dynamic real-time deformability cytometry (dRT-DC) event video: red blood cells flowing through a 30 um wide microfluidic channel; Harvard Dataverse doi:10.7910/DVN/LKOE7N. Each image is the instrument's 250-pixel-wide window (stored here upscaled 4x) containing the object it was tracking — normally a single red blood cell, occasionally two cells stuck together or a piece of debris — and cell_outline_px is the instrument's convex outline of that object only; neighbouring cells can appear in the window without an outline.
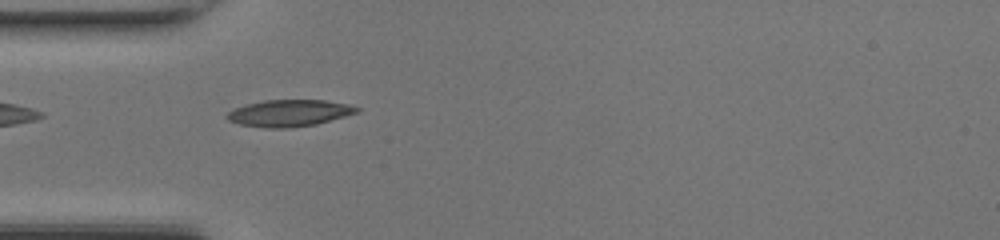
{"species": "common noctule bat (a hibernating species)", "species_latin": "Nyctalus noctula", "temperature_condition": "room temperature", "stored_images_in_passage": 34, "camera_frame_rate_fps": 3000, "um_per_image_px": 0.085, "animal": {"sex": "female", "body_mass_g": 17.0, "forearm_length_mm": 48.0}, "frame": {"image": 1, "passage_image": 1, "time_ms": 0.0, "image_size_px": [1000, 240], "cell_outline_px": [[360, 112], [316, 124], [288, 128], [264, 128], [240, 124], [228, 120], [224, 116], [228, 112], [236, 108], [248, 104], [264, 100], [324, 100], [348, 104], [360, 108]], "centroid_in_image_um": [24.59, 9.61], "position_along_channel_um": 60.4, "area_um2": 20.17}}
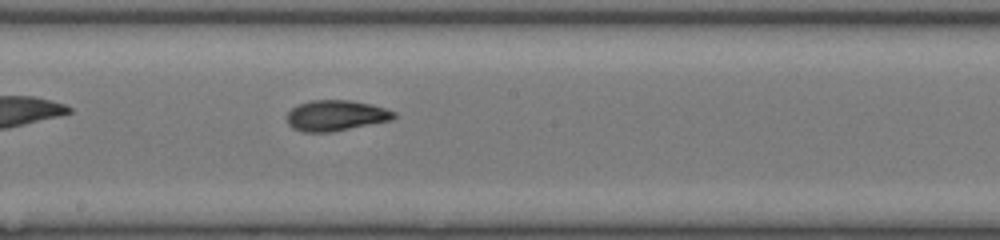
{"frame": {"image": 2, "passage_image": 12, "time_ms": 3.667, "image_size_px": [1000, 240], "cell_outline_px": [[396, 116], [392, 120], [332, 132], [304, 132], [292, 128], [288, 124], [288, 112], [296, 104], [312, 100], [348, 100], [372, 104], [396, 112]], "centroid_in_image_um": [28.55, 9.82], "position_along_channel_um": 219.7, "area_um2": 19.19}}
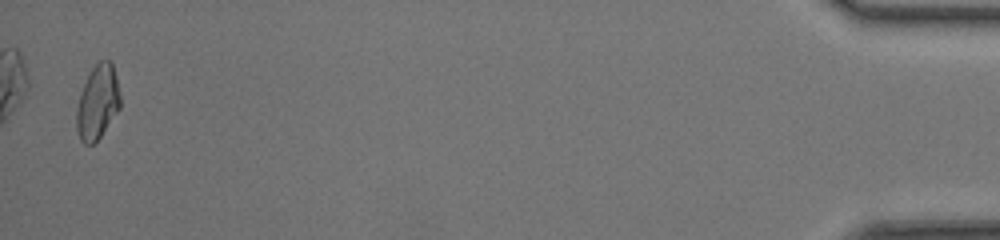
{"frame": {"image": 3, "passage_image": 33, "time_ms": 10.667, "image_size_px": [1000, 240], "cell_outline_px": [[120, 108], [100, 136], [92, 144], [84, 144], [80, 140], [76, 128], [76, 108], [80, 92], [92, 68], [100, 60], [108, 60], [112, 64], [120, 96]], "centroid_in_image_um": [8.27, 8.71], "position_along_channel_um": 426.9, "area_um2": 18.61}, "authors_computed_cell_mechanics": {"area_um2": 18.7272, "velocity_mm_per_s": 4.3755, "shape_relaxation_time_tau1_ms": 4.051, "shape_relaxation_time_tau2_ms": 1.6081, "deformation_change_tau1": 0.1527, "deformation_change_tau2": 0.0675}}